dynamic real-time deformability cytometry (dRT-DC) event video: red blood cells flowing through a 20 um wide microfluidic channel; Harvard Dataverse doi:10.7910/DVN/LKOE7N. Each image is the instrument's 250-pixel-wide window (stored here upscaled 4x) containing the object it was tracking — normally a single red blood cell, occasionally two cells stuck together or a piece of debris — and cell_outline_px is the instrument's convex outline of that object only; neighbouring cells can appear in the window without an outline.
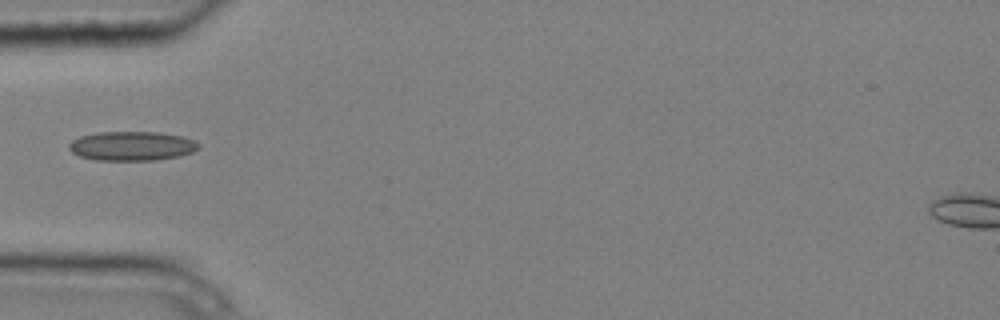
{"species": "common noctule bat (a hibernating species)", "species_latin": "Nyctalus noctula", "temperature_condition": "cold", "stored_images_in_passage": 5, "camera_frame_rate_fps": 3000, "um_per_image_px": 0.085, "animal": {"sex": "male", "body_mass_g": 20.4}, "frame": {"image": 1, "passage_image": 4, "time_ms": 1.0, "image_size_px": [1000, 320], "cell_outline_px": [[200, 148], [192, 152], [180, 156], [152, 160], [96, 160], [80, 156], [72, 152], [68, 148], [68, 144], [72, 140], [80, 136], [100, 132], [160, 132], [184, 136], [196, 140], [200, 144]], "centroid_in_image_um": [11.24, 12.4], "position_along_channel_um": 73.8, "area_um2": 22.25}}
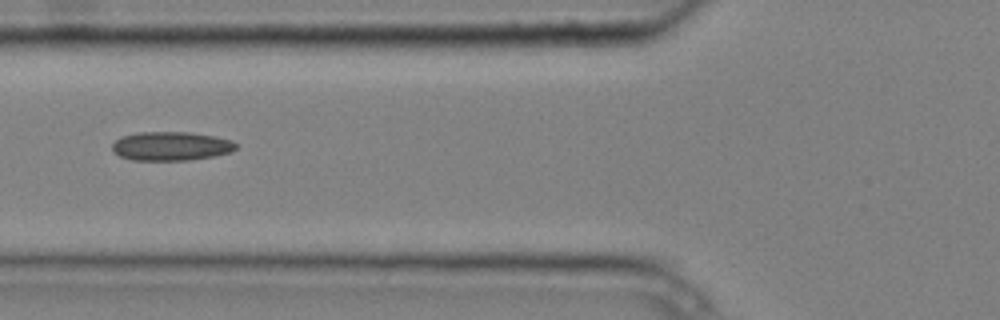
{"frame": {"image": 2, "passage_image": 5, "time_ms": 1.333, "image_size_px": [1000, 320], "cell_outline_px": [[236, 148], [232, 152], [212, 156], [188, 160], [132, 160], [120, 156], [112, 152], [112, 144], [120, 136], [136, 132], [188, 132], [212, 136], [232, 140], [236, 144]], "centroid_in_image_um": [14.49, 12.42], "position_along_channel_um": 111.3, "area_um2": 20.87}}